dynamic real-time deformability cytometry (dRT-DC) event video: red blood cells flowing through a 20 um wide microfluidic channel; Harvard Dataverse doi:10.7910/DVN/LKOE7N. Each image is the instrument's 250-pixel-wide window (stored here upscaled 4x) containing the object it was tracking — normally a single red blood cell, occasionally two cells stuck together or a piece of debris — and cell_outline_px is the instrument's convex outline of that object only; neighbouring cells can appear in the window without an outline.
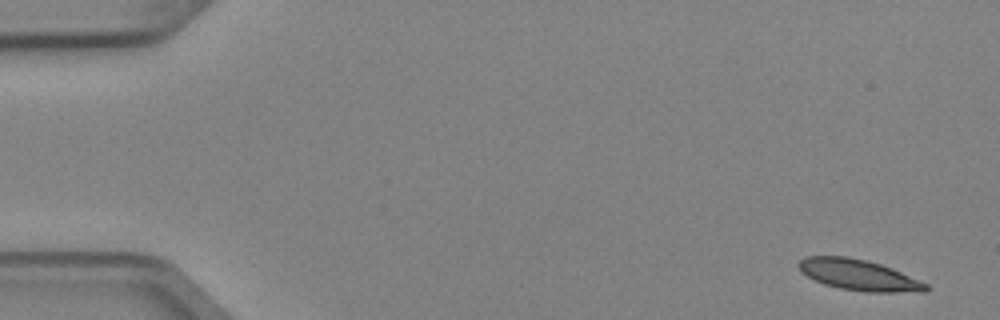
{"species": "Egyptian fruit bat (a non-hibernating species)", "species_latin": "Rousettus aegyptiacus", "temperature_condition": "cold", "stored_images_in_passage": 5, "camera_frame_rate_fps": 3000, "um_per_image_px": 0.085, "animal": {"sex": "female"}, "frame": {"image": 1, "passage_image": 1, "time_ms": 0.0, "image_size_px": [1000, 320], "cell_outline_px": [[928, 292], [868, 292], [840, 288], [824, 284], [800, 272], [796, 264], [804, 256], [848, 256], [880, 264], [892, 268], [928, 284]], "centroid_in_image_um": [72.98, 23.37], "position_along_channel_um": 12.0, "area_um2": 22.89}}